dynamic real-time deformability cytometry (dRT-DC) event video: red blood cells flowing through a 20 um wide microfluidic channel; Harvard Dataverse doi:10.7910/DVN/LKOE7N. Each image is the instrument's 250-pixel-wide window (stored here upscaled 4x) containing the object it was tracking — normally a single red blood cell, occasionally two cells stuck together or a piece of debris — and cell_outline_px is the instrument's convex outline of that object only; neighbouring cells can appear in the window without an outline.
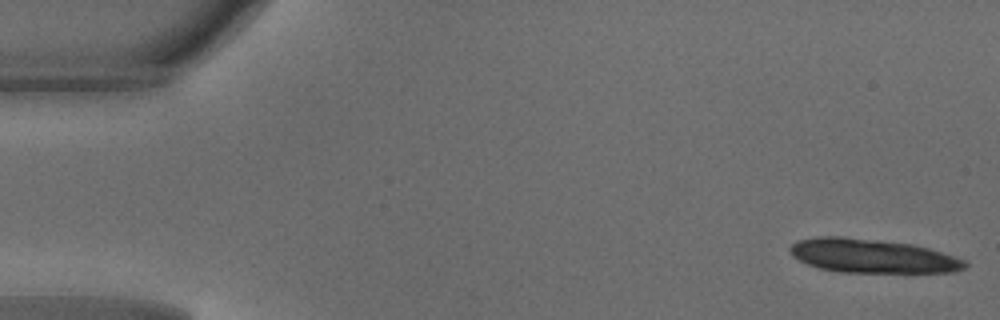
{"species": "common noctule bat (a hibernating species)", "species_latin": "Nyctalus noctula", "temperature_condition": "warm", "stored_images_in_passage": 13, "camera_frame_rate_fps": 3000, "um_per_image_px": 0.085, "animal": {"sex": "male", "body_mass_g": 18.8}, "frame": {"image": 1, "passage_image": 1, "time_ms": 0.0, "image_size_px": [1000, 320], "cell_outline_px": [[968, 264], [964, 268], [952, 272], [840, 272], [820, 268], [808, 264], [792, 256], [788, 248], [796, 240], [816, 236], [840, 236], [912, 244], [928, 248], [964, 260]], "centroid_in_image_um": [74.08, 21.75], "position_along_channel_um": 10.9, "area_um2": 34.28}}